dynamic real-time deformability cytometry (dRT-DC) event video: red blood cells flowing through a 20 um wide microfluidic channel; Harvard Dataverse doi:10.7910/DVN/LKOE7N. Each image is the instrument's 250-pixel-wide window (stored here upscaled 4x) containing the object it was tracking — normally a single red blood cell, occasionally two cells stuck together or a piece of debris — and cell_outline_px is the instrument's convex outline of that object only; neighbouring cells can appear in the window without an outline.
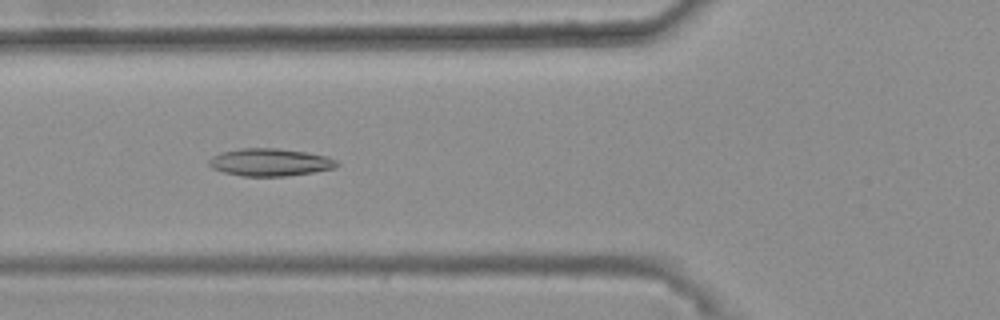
{"species": "common noctule bat (a hibernating species)", "species_latin": "Nyctalus noctula", "temperature_condition": "warm", "stored_images_in_passage": 34, "camera_frame_rate_fps": 3000, "um_per_image_px": 0.085, "animal": {"sex": "female", "body_mass_g": 25.1}, "frame": {"image": 1, "passage_image": 7, "time_ms": 2.0, "image_size_px": [1000, 320], "cell_outline_px": [[340, 164], [336, 168], [312, 172], [284, 176], [244, 176], [224, 172], [212, 168], [208, 164], [208, 160], [212, 156], [220, 152], [240, 148], [276, 148], [304, 152], [328, 156], [336, 160]], "centroid_in_image_um": [22.94, 13.78], "position_along_channel_um": 102.9, "area_um2": 20.52}}
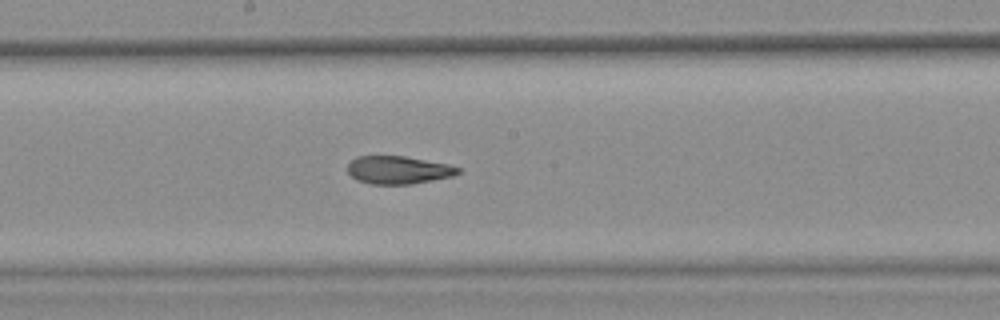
{"frame": {"image": 2, "passage_image": 16, "time_ms": 5.0, "image_size_px": [1000, 320], "cell_outline_px": [[460, 172], [452, 176], [412, 184], [372, 184], [356, 180], [348, 172], [348, 164], [356, 156], [404, 156], [448, 164], [460, 168]], "centroid_in_image_um": [33.84, 14.45], "position_along_channel_um": 214.4, "area_um2": 17.86}}
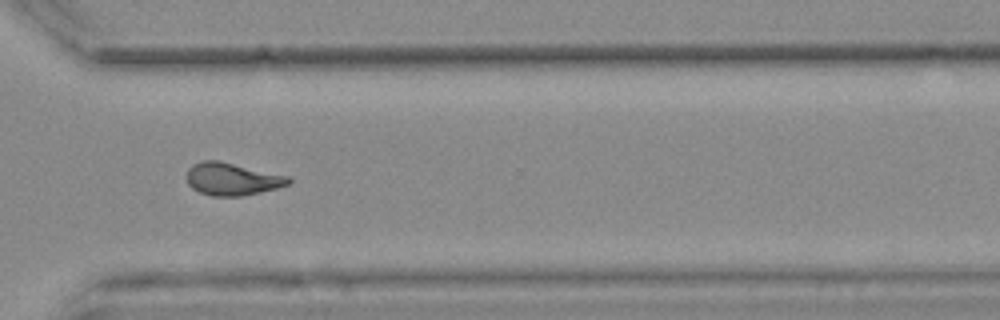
{"frame": {"image": 3, "passage_image": 27, "time_ms": 8.667, "image_size_px": [1000, 320], "cell_outline_px": [[292, 184], [260, 192], [240, 196], [212, 196], [200, 192], [192, 188], [188, 184], [188, 168], [192, 164], [204, 160], [220, 160], [288, 176], [292, 180]], "centroid_in_image_um": [19.75, 15.21], "position_along_channel_um": 350.9, "area_um2": 19.31}, "authors_computed_cell_mechanics": {"area_um2": 18.9873, "velocity_mm_per_s": 3.7143, "shape_relaxation_time_tau1_ms": null, "shape_relaxation_time_tau2_ms": 3.1373, "deformation_change_tau1": null, "deformation_change_tau2": 0.1054}}